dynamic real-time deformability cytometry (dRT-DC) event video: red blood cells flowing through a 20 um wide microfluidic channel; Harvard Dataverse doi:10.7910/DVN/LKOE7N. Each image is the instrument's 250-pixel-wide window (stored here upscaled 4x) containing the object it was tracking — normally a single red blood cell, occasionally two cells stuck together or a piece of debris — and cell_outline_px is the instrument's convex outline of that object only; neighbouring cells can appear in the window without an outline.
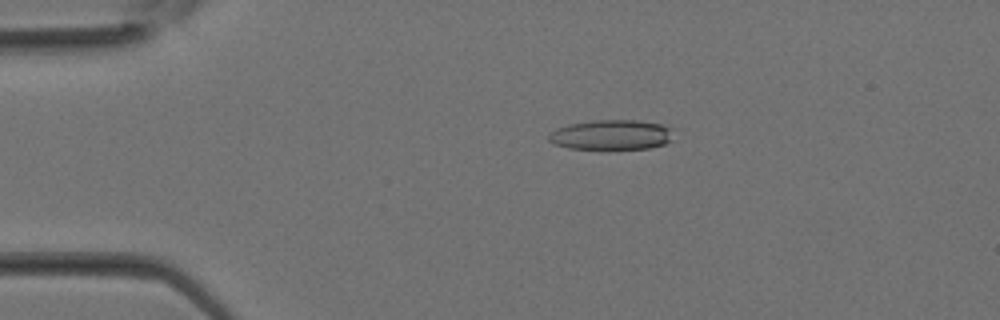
{"species": "Egyptian fruit bat (a non-hibernating species)", "species_latin": "Rousettus aegyptiacus", "temperature_condition": "room temperature", "stored_images_in_passage": 15, "camera_frame_rate_fps": 3000, "um_per_image_px": 0.085, "animal": {"sex": "female"}, "frame": {"image": 1, "passage_image": 7, "time_ms": 2.0, "image_size_px": [1000, 320], "cell_outline_px": [[672, 140], [664, 144], [648, 148], [608, 152], [568, 148], [552, 144], [548, 140], [548, 132], [556, 128], [568, 124], [596, 120], [636, 120], [664, 124], [672, 128]], "centroid_in_image_um": [51.93, 11.5], "position_along_channel_um": 33.1, "area_um2": 23.0}}
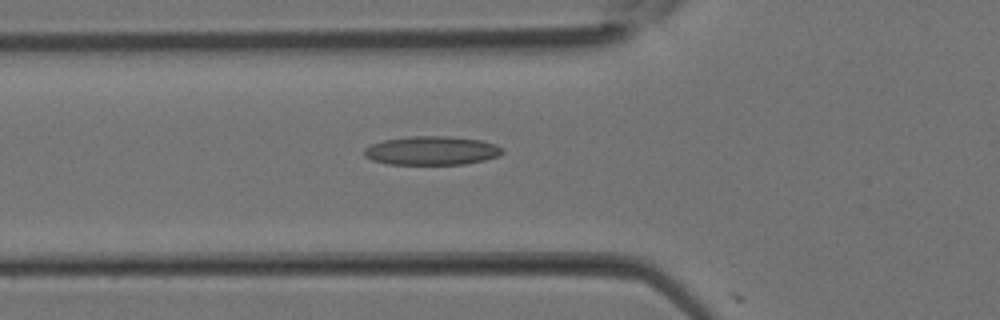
{"frame": {"image": 2, "passage_image": 12, "time_ms": 3.667, "image_size_px": [1000, 320], "cell_outline_px": [[504, 152], [500, 156], [484, 160], [464, 164], [388, 164], [372, 160], [364, 156], [364, 148], [372, 144], [384, 140], [408, 136], [444, 136], [480, 140], [496, 144], [504, 148]], "centroid_in_image_um": [36.71, 12.8], "position_along_channel_um": 89.1, "area_um2": 23.24}}
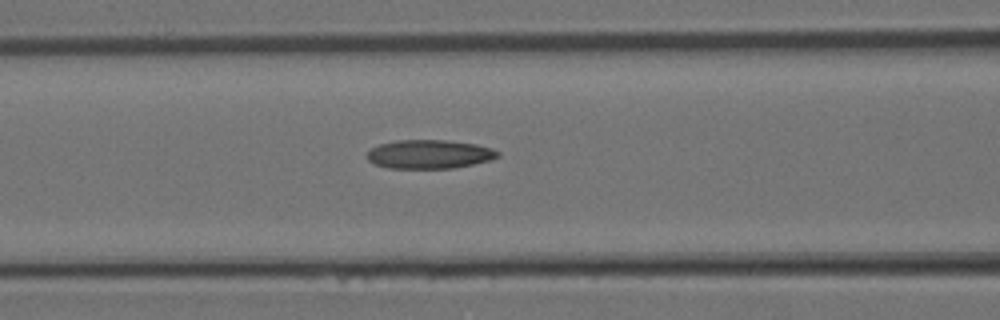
{"frame": {"image": 3, "passage_image": 14, "time_ms": 4.333, "image_size_px": [1000, 320], "cell_outline_px": [[500, 156], [488, 160], [456, 168], [388, 168], [376, 164], [368, 160], [368, 152], [372, 148], [380, 144], [396, 140], [444, 140], [476, 144], [492, 148], [500, 152]], "centroid_in_image_um": [36.51, 13.1], "position_along_channel_um": 130.1, "area_um2": 21.79}}